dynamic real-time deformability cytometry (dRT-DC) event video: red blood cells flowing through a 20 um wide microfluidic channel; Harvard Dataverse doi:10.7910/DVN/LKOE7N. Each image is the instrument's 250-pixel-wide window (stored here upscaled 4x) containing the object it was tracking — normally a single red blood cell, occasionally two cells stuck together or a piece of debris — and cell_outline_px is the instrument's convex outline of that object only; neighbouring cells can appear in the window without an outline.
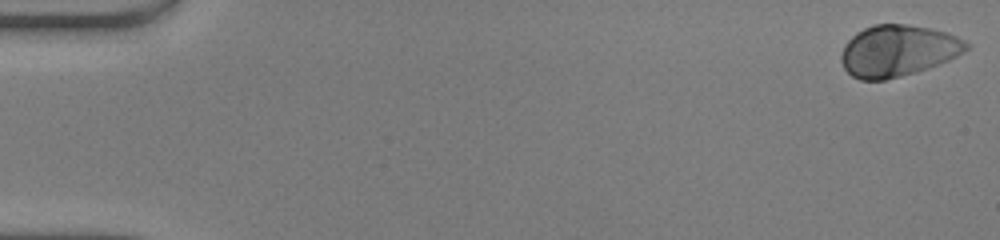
{"species": "human", "species_latin": "Homo sapiens", "temperature_condition": "warm", "stored_images_in_passage": 50, "camera_frame_rate_fps": 3000, "um_per_image_px": 0.085, "donor": {"sex": "male"}, "frame": {"image": 1, "passage_image": 1, "time_ms": 0.0, "image_size_px": [1000, 240], "cell_outline_px": [[972, 44], [964, 52], [948, 60], [928, 68], [916, 72], [884, 80], [860, 80], [852, 76], [844, 68], [840, 60], [840, 56], [844, 44], [856, 32], [872, 24], [908, 24], [948, 32]], "centroid_in_image_um": [76.3, 4.3], "position_along_channel_um": 8.7, "area_um2": 37.63}}
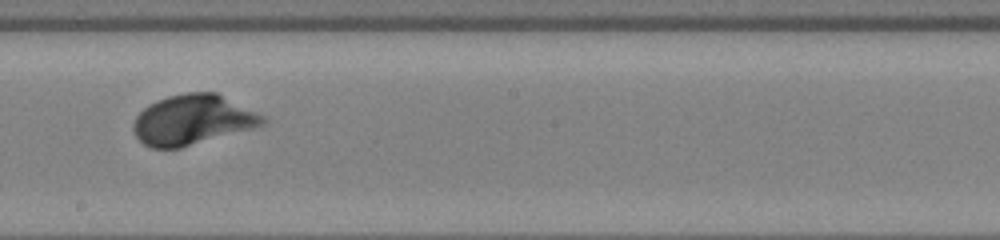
{"frame": {"image": 2, "passage_image": 29, "time_ms": 9.333, "image_size_px": [1000, 240], "cell_outline_px": [[268, 120], [264, 124], [252, 128], [180, 148], [152, 148], [144, 144], [136, 136], [132, 128], [132, 124], [136, 116], [144, 108], [156, 100], [168, 96], [188, 92], [216, 92], [264, 116]], "centroid_in_image_um": [16.35, 10.18], "position_along_channel_um": 231.9, "area_um2": 37.4}}
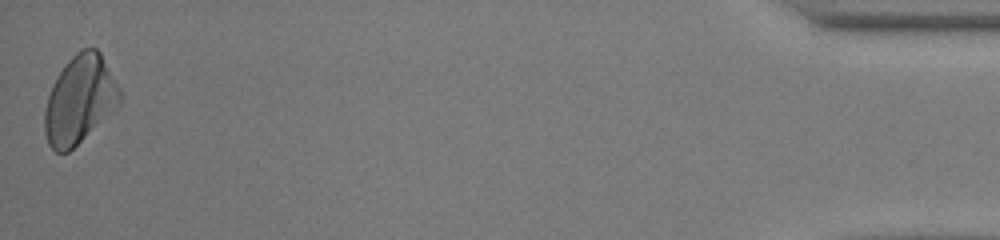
{"frame": {"image": 3, "passage_image": 50, "time_ms": 16.333, "image_size_px": [1000, 240], "cell_outline_px": [[120, 100], [68, 152], [56, 152], [48, 144], [44, 132], [44, 108], [52, 84], [56, 76], [68, 60], [76, 52], [84, 48], [96, 48], [100, 52], [120, 88]], "centroid_in_image_um": [6.71, 8.42], "position_along_channel_um": 428.5, "area_um2": 37.45}, "authors_computed_cell_mechanics": {"area_um2": 36.992, "velocity_mm_per_s": 4.1156, "shape_relaxation_time_tau1_ms": 1.6244, "shape_relaxation_time_tau2_ms": null, "deformation_change_tau1": 0.1366, "deformation_change_tau2": null}}